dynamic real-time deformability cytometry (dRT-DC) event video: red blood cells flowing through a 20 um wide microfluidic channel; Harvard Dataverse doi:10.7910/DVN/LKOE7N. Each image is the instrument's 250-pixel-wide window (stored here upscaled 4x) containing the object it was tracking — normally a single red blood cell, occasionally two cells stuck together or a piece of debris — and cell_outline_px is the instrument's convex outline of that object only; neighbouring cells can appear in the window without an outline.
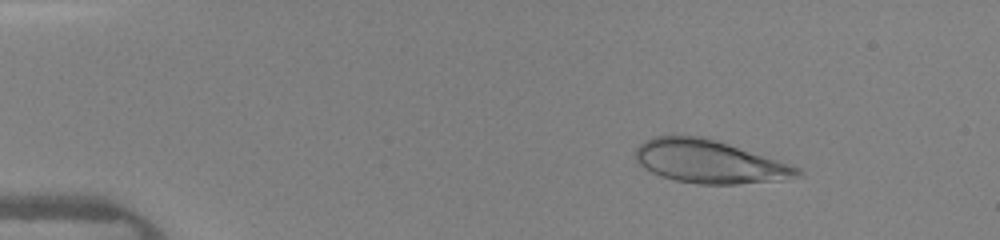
{"species": "human", "species_latin": "Homo sapiens", "temperature_condition": "warm", "stored_images_in_passage": 39, "camera_frame_rate_fps": 3000, "um_per_image_px": 0.085, "donor": {"sex": "female"}, "frame": {"image": 1, "passage_image": 2, "time_ms": 0.333, "image_size_px": [1000, 240], "cell_outline_px": [[804, 172], [780, 180], [736, 184], [696, 184], [676, 180], [660, 176], [644, 168], [636, 160], [636, 148], [644, 140], [656, 136], [704, 136], [800, 168]], "centroid_in_image_um": [60.22, 13.74], "position_along_channel_um": 24.8, "area_um2": 40.0}}
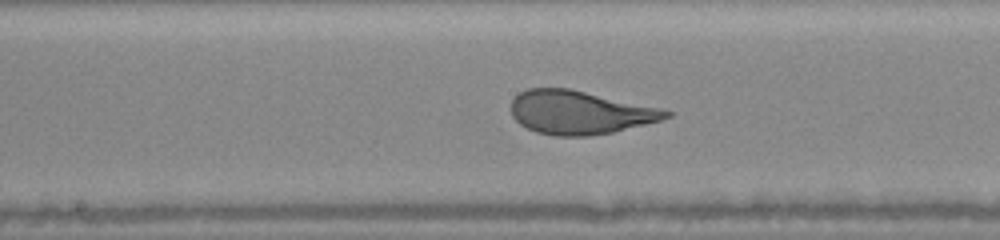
{"frame": {"image": 2, "passage_image": 19, "time_ms": 6.0, "image_size_px": [1000, 240], "cell_outline_px": [[672, 116], [660, 120], [612, 132], [588, 136], [556, 136], [536, 132], [520, 124], [512, 116], [512, 100], [520, 92], [528, 88], [568, 88], [656, 108], [672, 112]], "centroid_in_image_um": [49.21, 9.57], "position_along_channel_um": 199.0, "area_um2": 38.49}}
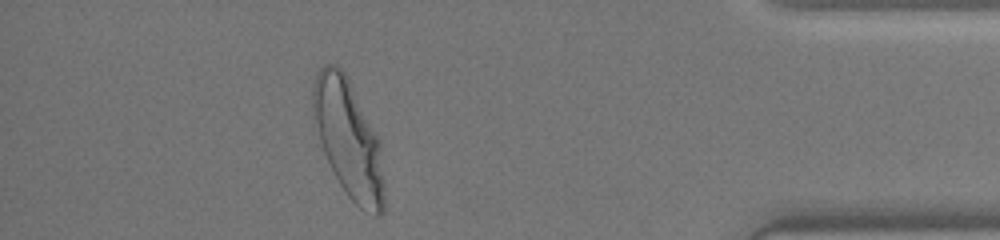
{"frame": {"image": 3, "passage_image": 35, "time_ms": 11.333, "image_size_px": [1000, 240], "cell_outline_px": [[384, 212], [380, 216], [376, 216], [364, 212], [348, 196], [340, 184], [316, 144], [312, 108], [312, 88], [316, 76], [320, 68], [324, 64], [336, 64], [348, 76], [380, 140], [384, 180]], "centroid_in_image_um": [29.59, 11.82], "position_along_channel_um": 405.6, "area_um2": 50.05}}